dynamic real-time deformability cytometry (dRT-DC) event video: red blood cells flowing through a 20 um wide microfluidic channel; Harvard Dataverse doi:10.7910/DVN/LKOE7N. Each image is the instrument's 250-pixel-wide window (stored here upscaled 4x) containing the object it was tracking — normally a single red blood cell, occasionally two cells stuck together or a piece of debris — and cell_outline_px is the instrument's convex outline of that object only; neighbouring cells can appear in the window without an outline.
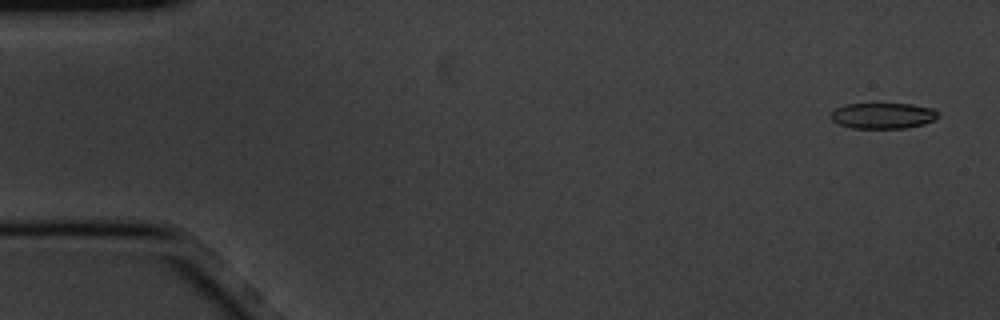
{"species": "common noctule bat (a hibernating species)", "species_latin": "Nyctalus noctula", "temperature_condition": "cold", "stored_images_in_passage": 6, "segment_of_instrument_passage": [2, 2], "camera_frame_rate_fps": 3000, "um_per_image_px": 0.085, "animal": {"sex": "male", "body_mass_g": 20.1, "forearm_length_mm": 53.5}, "frame": {"image": 1, "passage_image": 6, "time_ms": 1.667, "image_size_px": [1000, 320], "cell_outline_px": [[940, 116], [936, 120], [924, 124], [904, 128], [852, 128], [840, 124], [832, 120], [828, 116], [836, 108], [844, 104], [912, 104], [932, 108], [940, 112]], "centroid_in_image_um": [75.08, 9.83], "position_along_channel_um": 9.9, "area_um2": 16.3}}